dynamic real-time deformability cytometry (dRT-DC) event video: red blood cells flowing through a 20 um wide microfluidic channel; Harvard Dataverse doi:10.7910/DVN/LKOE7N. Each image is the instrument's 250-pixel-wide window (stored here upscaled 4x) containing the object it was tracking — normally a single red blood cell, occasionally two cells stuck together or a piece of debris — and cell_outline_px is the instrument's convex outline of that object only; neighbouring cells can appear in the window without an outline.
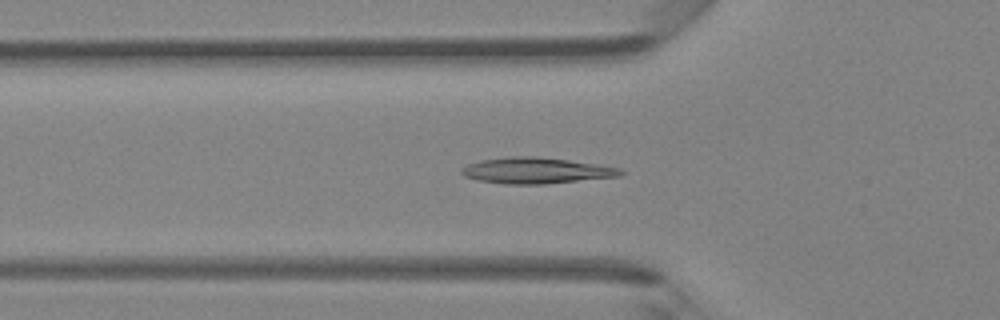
{"species": "Egyptian fruit bat (a non-hibernating species)", "species_latin": "Rousettus aegyptiacus", "temperature_condition": "room temperature", "stored_images_in_passage": 46, "camera_frame_rate_fps": 3000, "um_per_image_px": 0.085, "animal": {"sex": "female"}, "frame": {"image": 1, "passage_image": 15, "time_ms": 4.667, "image_size_px": [1000, 320], "cell_outline_px": [[624, 172], [620, 176], [544, 184], [504, 184], [480, 180], [464, 176], [460, 172], [460, 168], [468, 164], [480, 160], [512, 156], [536, 156], [568, 160], [620, 168]], "centroid_in_image_um": [45.53, 14.49], "position_along_channel_um": 80.3, "area_um2": 23.93}}
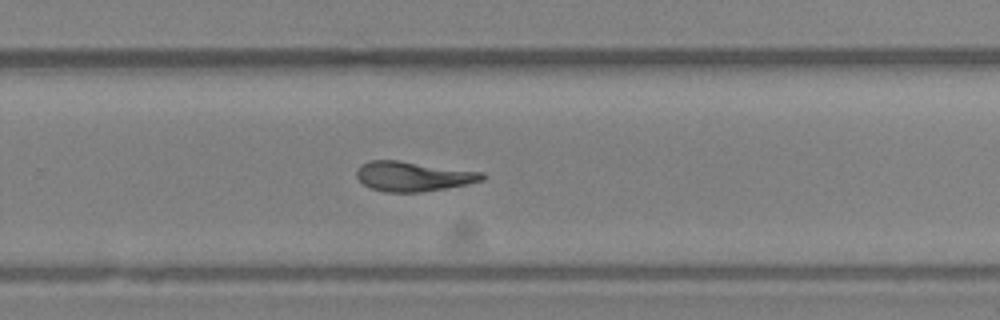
{"frame": {"image": 2, "passage_image": 30, "time_ms": 9.667, "image_size_px": [1000, 320], "cell_outline_px": [[484, 180], [468, 184], [420, 192], [384, 192], [372, 188], [364, 184], [356, 176], [356, 172], [360, 164], [368, 160], [396, 160], [484, 172]], "centroid_in_image_um": [35.1, 14.98], "position_along_channel_um": 294.7, "area_um2": 21.68}}
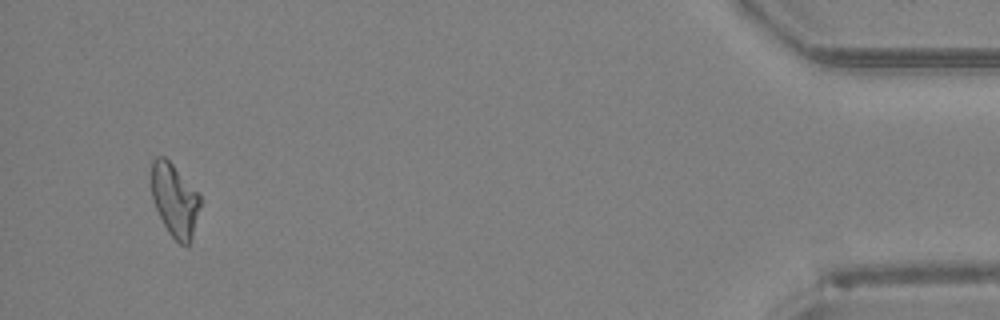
{"frame": {"image": 3, "passage_image": 44, "time_ms": 14.333, "image_size_px": [1000, 320], "cell_outline_px": [[200, 208], [192, 236], [188, 248], [180, 244], [168, 232], [152, 200], [152, 160], [156, 156], [164, 156], [200, 192]], "centroid_in_image_um": [14.87, 17.01], "position_along_channel_um": 420.3, "area_um2": 20.81}, "authors_computed_cell_mechanics": {"area_um2": 21.7906, "velocity_mm_per_s": 4.2952, "shape_relaxation_time_tau1_ms": null, "shape_relaxation_time_tau2_ms": 6.5157, "deformation_change_tau1": null, "deformation_change_tau2": 0.1652}}